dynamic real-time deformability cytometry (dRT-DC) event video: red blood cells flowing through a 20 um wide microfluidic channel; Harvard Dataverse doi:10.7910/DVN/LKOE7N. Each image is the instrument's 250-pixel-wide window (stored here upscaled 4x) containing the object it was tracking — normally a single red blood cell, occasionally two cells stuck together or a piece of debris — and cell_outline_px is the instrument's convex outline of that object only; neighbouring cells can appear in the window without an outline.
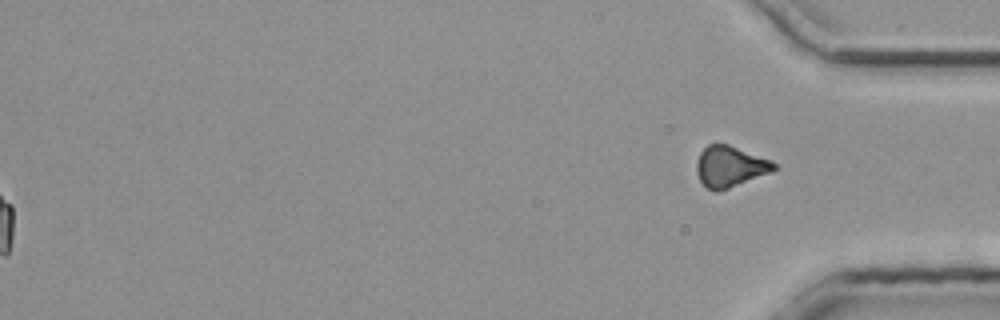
{"species": "common noctule bat (a hibernating species)", "species_latin": "Nyctalus noctula", "temperature_condition": "room temperature", "stored_images_in_passage": 35, "segment_of_instrument_passage": [2, 2], "camera_frame_rate_fps": 3000, "um_per_image_px": 0.085, "animal": {"sex": "male", "body_mass_g": 20.4}, "frame": {"image": 1, "passage_image": 35, "time_ms": 11.333, "image_size_px": [1000, 320], "cell_outline_px": [[780, 168], [772, 172], [728, 188], [716, 192], [704, 188], [696, 172], [696, 160], [700, 152], [708, 144], [728, 144], [772, 160]], "centroid_in_image_um": [62.05, 14.16], "position_along_channel_um": 373.1, "area_um2": 18.73}}